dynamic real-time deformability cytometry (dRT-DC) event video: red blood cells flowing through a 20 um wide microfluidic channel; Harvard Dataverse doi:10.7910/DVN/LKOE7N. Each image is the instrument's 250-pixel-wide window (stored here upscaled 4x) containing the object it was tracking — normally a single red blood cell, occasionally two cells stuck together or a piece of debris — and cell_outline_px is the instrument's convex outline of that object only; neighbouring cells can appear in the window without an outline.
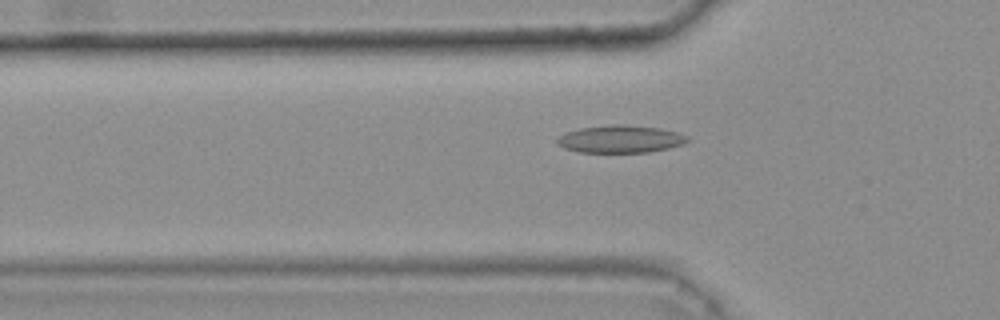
{"species": "common noctule bat (a hibernating species)", "species_latin": "Nyctalus noctula", "temperature_condition": "warm", "stored_images_in_passage": 37, "camera_frame_rate_fps": 3000, "um_per_image_px": 0.085, "animal": {"sex": "female", "body_mass_g": 25.1}, "frame": {"image": 1, "passage_image": 6, "time_ms": 1.667, "image_size_px": [1000, 320], "cell_outline_px": [[688, 140], [684, 144], [668, 148], [648, 152], [580, 152], [564, 148], [556, 144], [556, 140], [564, 132], [580, 128], [612, 124], [628, 124], [660, 128], [676, 132], [688, 136]], "centroid_in_image_um": [52.71, 11.81], "position_along_channel_um": 73.1, "area_um2": 20.98}}
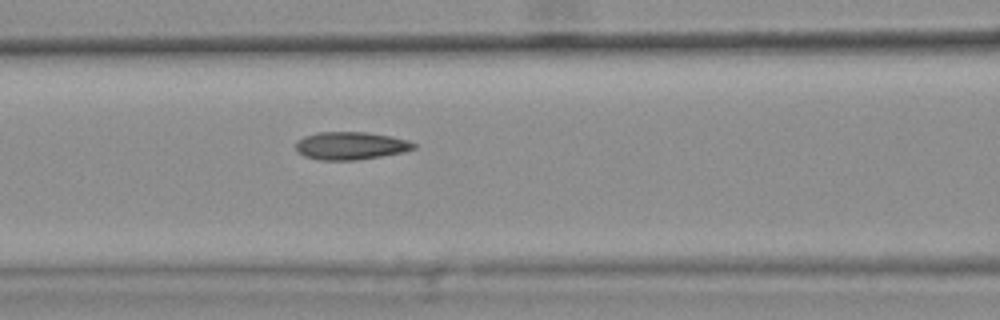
{"frame": {"image": 2, "passage_image": 11, "time_ms": 3.333, "image_size_px": [1000, 320], "cell_outline_px": [[416, 148], [404, 152], [356, 160], [320, 160], [304, 156], [296, 152], [296, 140], [304, 136], [316, 132], [368, 132], [392, 136], [408, 140], [416, 144]], "centroid_in_image_um": [29.79, 12.38], "position_along_channel_um": 136.8, "area_um2": 19.31}, "authors_computed_cell_mechanics": {"area_um2": 19.0162, "velocity_mm_per_s": 3.7929, "shape_relaxation_time_tau1_ms": null, "shape_relaxation_time_tau2_ms": 2.3151, "deformation_change_tau1": null, "deformation_change_tau2": 0.0919}}